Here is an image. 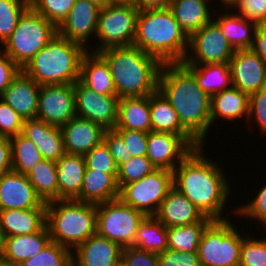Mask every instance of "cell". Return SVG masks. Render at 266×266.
<instances>
[{"label": "cell", "instance_id": "cell-18", "mask_svg": "<svg viewBox=\"0 0 266 266\" xmlns=\"http://www.w3.org/2000/svg\"><path fill=\"white\" fill-rule=\"evenodd\" d=\"M46 207L27 175L10 170L0 177V211Z\"/></svg>", "mask_w": 266, "mask_h": 266}, {"label": "cell", "instance_id": "cell-50", "mask_svg": "<svg viewBox=\"0 0 266 266\" xmlns=\"http://www.w3.org/2000/svg\"><path fill=\"white\" fill-rule=\"evenodd\" d=\"M121 266H159L158 256L137 247L123 248Z\"/></svg>", "mask_w": 266, "mask_h": 266}, {"label": "cell", "instance_id": "cell-57", "mask_svg": "<svg viewBox=\"0 0 266 266\" xmlns=\"http://www.w3.org/2000/svg\"><path fill=\"white\" fill-rule=\"evenodd\" d=\"M138 0H111V4L114 5H129L137 8Z\"/></svg>", "mask_w": 266, "mask_h": 266}, {"label": "cell", "instance_id": "cell-29", "mask_svg": "<svg viewBox=\"0 0 266 266\" xmlns=\"http://www.w3.org/2000/svg\"><path fill=\"white\" fill-rule=\"evenodd\" d=\"M79 80L95 93L117 96L109 66L98 53L87 51L83 56Z\"/></svg>", "mask_w": 266, "mask_h": 266}, {"label": "cell", "instance_id": "cell-8", "mask_svg": "<svg viewBox=\"0 0 266 266\" xmlns=\"http://www.w3.org/2000/svg\"><path fill=\"white\" fill-rule=\"evenodd\" d=\"M230 221L213 220L205 228L197 250L201 266H239L245 237Z\"/></svg>", "mask_w": 266, "mask_h": 266}, {"label": "cell", "instance_id": "cell-4", "mask_svg": "<svg viewBox=\"0 0 266 266\" xmlns=\"http://www.w3.org/2000/svg\"><path fill=\"white\" fill-rule=\"evenodd\" d=\"M188 39L169 7L138 12L133 45L162 64L182 63L188 51Z\"/></svg>", "mask_w": 266, "mask_h": 266}, {"label": "cell", "instance_id": "cell-11", "mask_svg": "<svg viewBox=\"0 0 266 266\" xmlns=\"http://www.w3.org/2000/svg\"><path fill=\"white\" fill-rule=\"evenodd\" d=\"M173 187V171L156 169L139 181L124 185L119 198L146 216H154Z\"/></svg>", "mask_w": 266, "mask_h": 266}, {"label": "cell", "instance_id": "cell-19", "mask_svg": "<svg viewBox=\"0 0 266 266\" xmlns=\"http://www.w3.org/2000/svg\"><path fill=\"white\" fill-rule=\"evenodd\" d=\"M123 248L97 233L72 251V266H121Z\"/></svg>", "mask_w": 266, "mask_h": 266}, {"label": "cell", "instance_id": "cell-12", "mask_svg": "<svg viewBox=\"0 0 266 266\" xmlns=\"http://www.w3.org/2000/svg\"><path fill=\"white\" fill-rule=\"evenodd\" d=\"M184 65L229 64L234 49L222 35L219 25L212 20L188 39Z\"/></svg>", "mask_w": 266, "mask_h": 266}, {"label": "cell", "instance_id": "cell-45", "mask_svg": "<svg viewBox=\"0 0 266 266\" xmlns=\"http://www.w3.org/2000/svg\"><path fill=\"white\" fill-rule=\"evenodd\" d=\"M235 215L241 217H249L252 219H257L264 226L266 225V184L262 186L257 195L247 201V204H242L237 209L235 208Z\"/></svg>", "mask_w": 266, "mask_h": 266}, {"label": "cell", "instance_id": "cell-28", "mask_svg": "<svg viewBox=\"0 0 266 266\" xmlns=\"http://www.w3.org/2000/svg\"><path fill=\"white\" fill-rule=\"evenodd\" d=\"M119 195L117 174L86 169L80 195L76 201L97 205L118 199Z\"/></svg>", "mask_w": 266, "mask_h": 266}, {"label": "cell", "instance_id": "cell-23", "mask_svg": "<svg viewBox=\"0 0 266 266\" xmlns=\"http://www.w3.org/2000/svg\"><path fill=\"white\" fill-rule=\"evenodd\" d=\"M154 217L166 228L198 223L204 218L195 205L174 187L161 202Z\"/></svg>", "mask_w": 266, "mask_h": 266}, {"label": "cell", "instance_id": "cell-33", "mask_svg": "<svg viewBox=\"0 0 266 266\" xmlns=\"http://www.w3.org/2000/svg\"><path fill=\"white\" fill-rule=\"evenodd\" d=\"M226 11L219 14V17L214 20L221 28L222 35L234 51L250 49L259 24L236 13L233 14L232 11V14L228 13L230 11Z\"/></svg>", "mask_w": 266, "mask_h": 266}, {"label": "cell", "instance_id": "cell-55", "mask_svg": "<svg viewBox=\"0 0 266 266\" xmlns=\"http://www.w3.org/2000/svg\"><path fill=\"white\" fill-rule=\"evenodd\" d=\"M12 170L9 137L0 136V177Z\"/></svg>", "mask_w": 266, "mask_h": 266}, {"label": "cell", "instance_id": "cell-54", "mask_svg": "<svg viewBox=\"0 0 266 266\" xmlns=\"http://www.w3.org/2000/svg\"><path fill=\"white\" fill-rule=\"evenodd\" d=\"M266 64V24H259L250 48Z\"/></svg>", "mask_w": 266, "mask_h": 266}, {"label": "cell", "instance_id": "cell-3", "mask_svg": "<svg viewBox=\"0 0 266 266\" xmlns=\"http://www.w3.org/2000/svg\"><path fill=\"white\" fill-rule=\"evenodd\" d=\"M108 64L117 96L142 97L158 90L162 63L132 46L113 47L98 53Z\"/></svg>", "mask_w": 266, "mask_h": 266}, {"label": "cell", "instance_id": "cell-40", "mask_svg": "<svg viewBox=\"0 0 266 266\" xmlns=\"http://www.w3.org/2000/svg\"><path fill=\"white\" fill-rule=\"evenodd\" d=\"M29 7V0H0V43L2 46L15 30L17 22Z\"/></svg>", "mask_w": 266, "mask_h": 266}, {"label": "cell", "instance_id": "cell-21", "mask_svg": "<svg viewBox=\"0 0 266 266\" xmlns=\"http://www.w3.org/2000/svg\"><path fill=\"white\" fill-rule=\"evenodd\" d=\"M61 131L65 153L84 155L104 141L106 129L90 120L75 116L61 127Z\"/></svg>", "mask_w": 266, "mask_h": 266}, {"label": "cell", "instance_id": "cell-48", "mask_svg": "<svg viewBox=\"0 0 266 266\" xmlns=\"http://www.w3.org/2000/svg\"><path fill=\"white\" fill-rule=\"evenodd\" d=\"M235 8V9H234ZM241 17L247 20L257 22L258 24H266V9L264 0H238L231 8Z\"/></svg>", "mask_w": 266, "mask_h": 266}, {"label": "cell", "instance_id": "cell-9", "mask_svg": "<svg viewBox=\"0 0 266 266\" xmlns=\"http://www.w3.org/2000/svg\"><path fill=\"white\" fill-rule=\"evenodd\" d=\"M145 217L120 198L97 204L96 233L122 248L134 246L137 229Z\"/></svg>", "mask_w": 266, "mask_h": 266}, {"label": "cell", "instance_id": "cell-13", "mask_svg": "<svg viewBox=\"0 0 266 266\" xmlns=\"http://www.w3.org/2000/svg\"><path fill=\"white\" fill-rule=\"evenodd\" d=\"M76 116L114 129L118 121V96L95 93L80 80L73 84Z\"/></svg>", "mask_w": 266, "mask_h": 266}, {"label": "cell", "instance_id": "cell-1", "mask_svg": "<svg viewBox=\"0 0 266 266\" xmlns=\"http://www.w3.org/2000/svg\"><path fill=\"white\" fill-rule=\"evenodd\" d=\"M203 147L194 148L173 170V185L204 217L226 220L222 214L231 191L230 182L219 163L204 155Z\"/></svg>", "mask_w": 266, "mask_h": 266}, {"label": "cell", "instance_id": "cell-43", "mask_svg": "<svg viewBox=\"0 0 266 266\" xmlns=\"http://www.w3.org/2000/svg\"><path fill=\"white\" fill-rule=\"evenodd\" d=\"M83 157L85 159L86 169L108 174H118V167L104 141L84 154Z\"/></svg>", "mask_w": 266, "mask_h": 266}, {"label": "cell", "instance_id": "cell-46", "mask_svg": "<svg viewBox=\"0 0 266 266\" xmlns=\"http://www.w3.org/2000/svg\"><path fill=\"white\" fill-rule=\"evenodd\" d=\"M23 119L0 99V136L12 137L22 133Z\"/></svg>", "mask_w": 266, "mask_h": 266}, {"label": "cell", "instance_id": "cell-47", "mask_svg": "<svg viewBox=\"0 0 266 266\" xmlns=\"http://www.w3.org/2000/svg\"><path fill=\"white\" fill-rule=\"evenodd\" d=\"M124 140L127 149V157L146 156L148 133L126 130L114 129Z\"/></svg>", "mask_w": 266, "mask_h": 266}, {"label": "cell", "instance_id": "cell-56", "mask_svg": "<svg viewBox=\"0 0 266 266\" xmlns=\"http://www.w3.org/2000/svg\"><path fill=\"white\" fill-rule=\"evenodd\" d=\"M171 0H138L137 9L149 10V9H165L170 6Z\"/></svg>", "mask_w": 266, "mask_h": 266}, {"label": "cell", "instance_id": "cell-5", "mask_svg": "<svg viewBox=\"0 0 266 266\" xmlns=\"http://www.w3.org/2000/svg\"><path fill=\"white\" fill-rule=\"evenodd\" d=\"M88 48L60 37L48 42L22 69L39 85L74 84Z\"/></svg>", "mask_w": 266, "mask_h": 266}, {"label": "cell", "instance_id": "cell-2", "mask_svg": "<svg viewBox=\"0 0 266 266\" xmlns=\"http://www.w3.org/2000/svg\"><path fill=\"white\" fill-rule=\"evenodd\" d=\"M158 90L178 114L182 127L203 146L211 127V97L199 88L194 74L183 63L162 64Z\"/></svg>", "mask_w": 266, "mask_h": 266}, {"label": "cell", "instance_id": "cell-27", "mask_svg": "<svg viewBox=\"0 0 266 266\" xmlns=\"http://www.w3.org/2000/svg\"><path fill=\"white\" fill-rule=\"evenodd\" d=\"M58 200H76L81 191L85 159L80 154L65 153L57 162Z\"/></svg>", "mask_w": 266, "mask_h": 266}, {"label": "cell", "instance_id": "cell-22", "mask_svg": "<svg viewBox=\"0 0 266 266\" xmlns=\"http://www.w3.org/2000/svg\"><path fill=\"white\" fill-rule=\"evenodd\" d=\"M22 134L34 143L44 159L57 162L65 154L60 127L37 118L26 119L23 121Z\"/></svg>", "mask_w": 266, "mask_h": 266}, {"label": "cell", "instance_id": "cell-52", "mask_svg": "<svg viewBox=\"0 0 266 266\" xmlns=\"http://www.w3.org/2000/svg\"><path fill=\"white\" fill-rule=\"evenodd\" d=\"M104 142L108 146L118 168L131 158L127 157L126 144L123 138L114 129L106 130Z\"/></svg>", "mask_w": 266, "mask_h": 266}, {"label": "cell", "instance_id": "cell-34", "mask_svg": "<svg viewBox=\"0 0 266 266\" xmlns=\"http://www.w3.org/2000/svg\"><path fill=\"white\" fill-rule=\"evenodd\" d=\"M195 76L198 86L210 97L233 86L229 64L185 65Z\"/></svg>", "mask_w": 266, "mask_h": 266}, {"label": "cell", "instance_id": "cell-60", "mask_svg": "<svg viewBox=\"0 0 266 266\" xmlns=\"http://www.w3.org/2000/svg\"><path fill=\"white\" fill-rule=\"evenodd\" d=\"M0 266H14V265H11L8 261L0 257Z\"/></svg>", "mask_w": 266, "mask_h": 266}, {"label": "cell", "instance_id": "cell-51", "mask_svg": "<svg viewBox=\"0 0 266 266\" xmlns=\"http://www.w3.org/2000/svg\"><path fill=\"white\" fill-rule=\"evenodd\" d=\"M159 266H201L197 252H181L166 249L157 254Z\"/></svg>", "mask_w": 266, "mask_h": 266}, {"label": "cell", "instance_id": "cell-6", "mask_svg": "<svg viewBox=\"0 0 266 266\" xmlns=\"http://www.w3.org/2000/svg\"><path fill=\"white\" fill-rule=\"evenodd\" d=\"M97 205L76 200L46 203V225L51 241L73 251L96 233Z\"/></svg>", "mask_w": 266, "mask_h": 266}, {"label": "cell", "instance_id": "cell-61", "mask_svg": "<svg viewBox=\"0 0 266 266\" xmlns=\"http://www.w3.org/2000/svg\"><path fill=\"white\" fill-rule=\"evenodd\" d=\"M2 250H3V236L0 229V257L2 255Z\"/></svg>", "mask_w": 266, "mask_h": 266}, {"label": "cell", "instance_id": "cell-17", "mask_svg": "<svg viewBox=\"0 0 266 266\" xmlns=\"http://www.w3.org/2000/svg\"><path fill=\"white\" fill-rule=\"evenodd\" d=\"M233 87L248 95L266 87V64L251 49L235 50L229 61Z\"/></svg>", "mask_w": 266, "mask_h": 266}, {"label": "cell", "instance_id": "cell-7", "mask_svg": "<svg viewBox=\"0 0 266 266\" xmlns=\"http://www.w3.org/2000/svg\"><path fill=\"white\" fill-rule=\"evenodd\" d=\"M56 35L57 27L29 6L4 43L3 51L20 69H23Z\"/></svg>", "mask_w": 266, "mask_h": 266}, {"label": "cell", "instance_id": "cell-25", "mask_svg": "<svg viewBox=\"0 0 266 266\" xmlns=\"http://www.w3.org/2000/svg\"><path fill=\"white\" fill-rule=\"evenodd\" d=\"M151 131L180 135L193 149L201 145L182 127L178 114L159 90L150 94Z\"/></svg>", "mask_w": 266, "mask_h": 266}, {"label": "cell", "instance_id": "cell-44", "mask_svg": "<svg viewBox=\"0 0 266 266\" xmlns=\"http://www.w3.org/2000/svg\"><path fill=\"white\" fill-rule=\"evenodd\" d=\"M239 266H266V238L243 239Z\"/></svg>", "mask_w": 266, "mask_h": 266}, {"label": "cell", "instance_id": "cell-26", "mask_svg": "<svg viewBox=\"0 0 266 266\" xmlns=\"http://www.w3.org/2000/svg\"><path fill=\"white\" fill-rule=\"evenodd\" d=\"M50 241L47 225L33 234L5 237L1 257L11 265L18 266L41 252Z\"/></svg>", "mask_w": 266, "mask_h": 266}, {"label": "cell", "instance_id": "cell-59", "mask_svg": "<svg viewBox=\"0 0 266 266\" xmlns=\"http://www.w3.org/2000/svg\"><path fill=\"white\" fill-rule=\"evenodd\" d=\"M89 1L96 3L100 7H104L111 4V0H89Z\"/></svg>", "mask_w": 266, "mask_h": 266}, {"label": "cell", "instance_id": "cell-10", "mask_svg": "<svg viewBox=\"0 0 266 266\" xmlns=\"http://www.w3.org/2000/svg\"><path fill=\"white\" fill-rule=\"evenodd\" d=\"M139 10L129 5L110 4L101 7L95 38L99 43L90 52L99 53L113 47L132 46Z\"/></svg>", "mask_w": 266, "mask_h": 266}, {"label": "cell", "instance_id": "cell-31", "mask_svg": "<svg viewBox=\"0 0 266 266\" xmlns=\"http://www.w3.org/2000/svg\"><path fill=\"white\" fill-rule=\"evenodd\" d=\"M249 113V95L236 87H230L211 96L210 115L212 122L216 119L237 120L247 117Z\"/></svg>", "mask_w": 266, "mask_h": 266}, {"label": "cell", "instance_id": "cell-16", "mask_svg": "<svg viewBox=\"0 0 266 266\" xmlns=\"http://www.w3.org/2000/svg\"><path fill=\"white\" fill-rule=\"evenodd\" d=\"M192 150L178 134L157 131L148 133L146 156L156 169L173 171Z\"/></svg>", "mask_w": 266, "mask_h": 266}, {"label": "cell", "instance_id": "cell-49", "mask_svg": "<svg viewBox=\"0 0 266 266\" xmlns=\"http://www.w3.org/2000/svg\"><path fill=\"white\" fill-rule=\"evenodd\" d=\"M256 120L262 134L266 133V87L249 95L248 120Z\"/></svg>", "mask_w": 266, "mask_h": 266}, {"label": "cell", "instance_id": "cell-39", "mask_svg": "<svg viewBox=\"0 0 266 266\" xmlns=\"http://www.w3.org/2000/svg\"><path fill=\"white\" fill-rule=\"evenodd\" d=\"M18 266H72V251L50 241L41 252Z\"/></svg>", "mask_w": 266, "mask_h": 266}, {"label": "cell", "instance_id": "cell-38", "mask_svg": "<svg viewBox=\"0 0 266 266\" xmlns=\"http://www.w3.org/2000/svg\"><path fill=\"white\" fill-rule=\"evenodd\" d=\"M9 140L12 170L23 175L29 174L43 159L39 149L22 133L10 137Z\"/></svg>", "mask_w": 266, "mask_h": 266}, {"label": "cell", "instance_id": "cell-35", "mask_svg": "<svg viewBox=\"0 0 266 266\" xmlns=\"http://www.w3.org/2000/svg\"><path fill=\"white\" fill-rule=\"evenodd\" d=\"M27 177L44 203L58 200V176L55 161L43 158L27 174Z\"/></svg>", "mask_w": 266, "mask_h": 266}, {"label": "cell", "instance_id": "cell-53", "mask_svg": "<svg viewBox=\"0 0 266 266\" xmlns=\"http://www.w3.org/2000/svg\"><path fill=\"white\" fill-rule=\"evenodd\" d=\"M20 70L4 51L0 52V95L11 84L12 79Z\"/></svg>", "mask_w": 266, "mask_h": 266}, {"label": "cell", "instance_id": "cell-37", "mask_svg": "<svg viewBox=\"0 0 266 266\" xmlns=\"http://www.w3.org/2000/svg\"><path fill=\"white\" fill-rule=\"evenodd\" d=\"M134 247L155 254L162 253L168 249L167 228L154 216H146L137 229Z\"/></svg>", "mask_w": 266, "mask_h": 266}, {"label": "cell", "instance_id": "cell-58", "mask_svg": "<svg viewBox=\"0 0 266 266\" xmlns=\"http://www.w3.org/2000/svg\"><path fill=\"white\" fill-rule=\"evenodd\" d=\"M238 0H221L220 2H222L221 6L224 7V10L226 9H231L234 4L237 2Z\"/></svg>", "mask_w": 266, "mask_h": 266}, {"label": "cell", "instance_id": "cell-36", "mask_svg": "<svg viewBox=\"0 0 266 266\" xmlns=\"http://www.w3.org/2000/svg\"><path fill=\"white\" fill-rule=\"evenodd\" d=\"M212 221V219L204 217L198 223L167 227L168 249L185 253L197 252L203 232Z\"/></svg>", "mask_w": 266, "mask_h": 266}, {"label": "cell", "instance_id": "cell-42", "mask_svg": "<svg viewBox=\"0 0 266 266\" xmlns=\"http://www.w3.org/2000/svg\"><path fill=\"white\" fill-rule=\"evenodd\" d=\"M76 0H29V6L58 27Z\"/></svg>", "mask_w": 266, "mask_h": 266}, {"label": "cell", "instance_id": "cell-14", "mask_svg": "<svg viewBox=\"0 0 266 266\" xmlns=\"http://www.w3.org/2000/svg\"><path fill=\"white\" fill-rule=\"evenodd\" d=\"M75 116L73 84L41 85L37 119L61 128Z\"/></svg>", "mask_w": 266, "mask_h": 266}, {"label": "cell", "instance_id": "cell-20", "mask_svg": "<svg viewBox=\"0 0 266 266\" xmlns=\"http://www.w3.org/2000/svg\"><path fill=\"white\" fill-rule=\"evenodd\" d=\"M40 87L22 69L0 95V99L16 111L23 120L34 119L38 110Z\"/></svg>", "mask_w": 266, "mask_h": 266}, {"label": "cell", "instance_id": "cell-30", "mask_svg": "<svg viewBox=\"0 0 266 266\" xmlns=\"http://www.w3.org/2000/svg\"><path fill=\"white\" fill-rule=\"evenodd\" d=\"M114 129L151 131L150 95L142 97H120L118 121Z\"/></svg>", "mask_w": 266, "mask_h": 266}, {"label": "cell", "instance_id": "cell-32", "mask_svg": "<svg viewBox=\"0 0 266 266\" xmlns=\"http://www.w3.org/2000/svg\"><path fill=\"white\" fill-rule=\"evenodd\" d=\"M209 0H171L169 8L182 31L189 38L212 21Z\"/></svg>", "mask_w": 266, "mask_h": 266}, {"label": "cell", "instance_id": "cell-15", "mask_svg": "<svg viewBox=\"0 0 266 266\" xmlns=\"http://www.w3.org/2000/svg\"><path fill=\"white\" fill-rule=\"evenodd\" d=\"M101 7L89 0H76L67 17L57 27L60 37L86 46L89 37L96 35Z\"/></svg>", "mask_w": 266, "mask_h": 266}, {"label": "cell", "instance_id": "cell-41", "mask_svg": "<svg viewBox=\"0 0 266 266\" xmlns=\"http://www.w3.org/2000/svg\"><path fill=\"white\" fill-rule=\"evenodd\" d=\"M154 170L156 167L147 156L131 157L118 168L117 184L119 189L126 184L139 181Z\"/></svg>", "mask_w": 266, "mask_h": 266}, {"label": "cell", "instance_id": "cell-24", "mask_svg": "<svg viewBox=\"0 0 266 266\" xmlns=\"http://www.w3.org/2000/svg\"><path fill=\"white\" fill-rule=\"evenodd\" d=\"M45 225L46 207L0 211V229L3 238L33 234Z\"/></svg>", "mask_w": 266, "mask_h": 266}]
</instances>
